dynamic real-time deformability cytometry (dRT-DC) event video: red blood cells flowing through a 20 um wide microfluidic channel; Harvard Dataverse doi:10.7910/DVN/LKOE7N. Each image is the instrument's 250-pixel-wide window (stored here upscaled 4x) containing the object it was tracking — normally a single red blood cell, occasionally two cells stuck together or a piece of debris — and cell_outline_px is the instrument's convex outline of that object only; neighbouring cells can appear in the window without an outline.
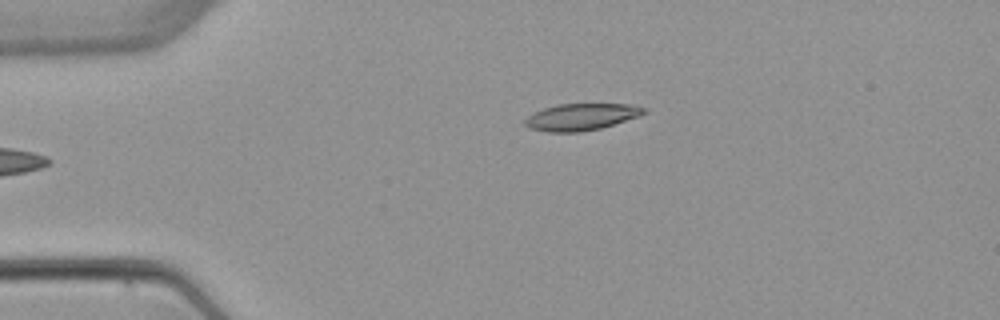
{"species": "common noctule bat (a hibernating species)", "species_latin": "Nyctalus noctula", "temperature_condition": "warm", "stored_images_in_passage": 5, "segment_of_instrument_passage": [2, 2], "camera_frame_rate_fps": 3000, "um_per_image_px": 0.085, "animal": {"sex": "female", "body_mass_g": 22.7, "forearm_length_mm": 54.2}, "frame": {"image": 1, "passage_image": 5, "time_ms": 4.667, "image_size_px": [1000, 320], "cell_outline_px": [[644, 112], [640, 116], [600, 128], [580, 132], [548, 132], [532, 128], [524, 124], [524, 120], [532, 112], [556, 104], [632, 104], [644, 108]], "centroid_in_image_um": [49.37, 9.93], "position_along_channel_um": 35.6, "area_um2": 18.44}}